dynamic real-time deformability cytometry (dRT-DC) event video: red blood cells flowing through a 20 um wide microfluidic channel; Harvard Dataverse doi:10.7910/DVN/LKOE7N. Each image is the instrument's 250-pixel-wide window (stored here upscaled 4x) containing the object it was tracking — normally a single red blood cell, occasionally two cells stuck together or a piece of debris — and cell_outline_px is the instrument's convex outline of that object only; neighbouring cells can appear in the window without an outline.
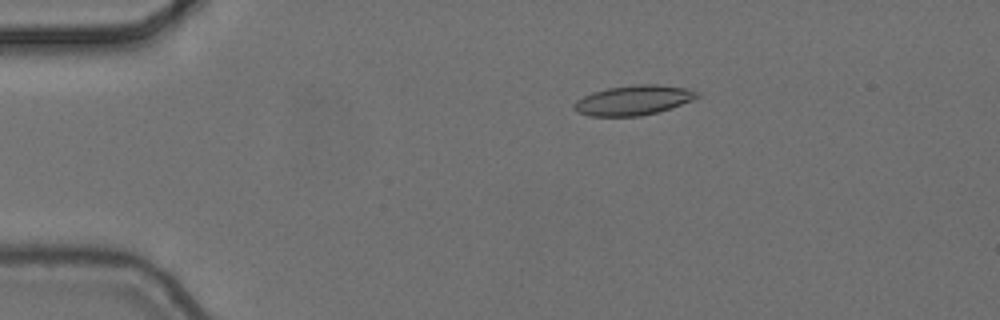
{"species": "common noctule bat (a hibernating species)", "species_latin": "Nyctalus noctula", "temperature_condition": "cold", "stored_images_in_passage": 5, "camera_frame_rate_fps": 3000, "um_per_image_px": 0.085, "animal": {"sex": "female", "body_mass_g": 24.6, "forearm_length_mm": 56.2}, "frame": {"image": 1, "passage_image": 3, "time_ms": 0.667, "image_size_px": [1000, 320], "cell_outline_px": [[700, 96], [692, 100], [656, 112], [640, 116], [588, 116], [576, 112], [572, 108], [576, 100], [592, 92], [608, 88], [636, 84], [656, 84], [688, 88], [700, 92]], "centroid_in_image_um": [53.82, 8.51], "position_along_channel_um": 31.2, "area_um2": 21.33}}
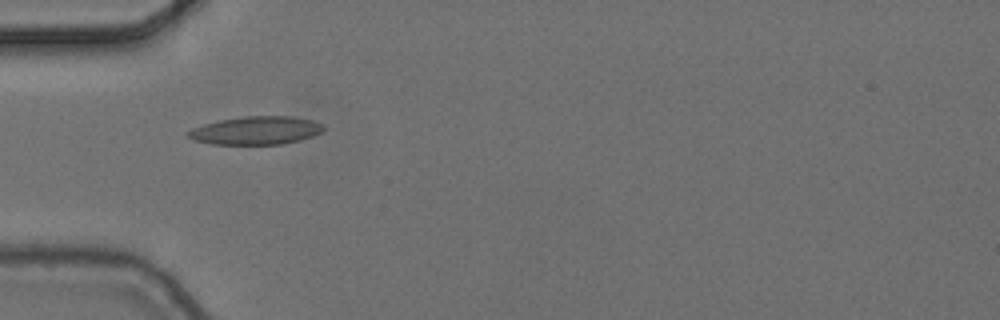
{"frame": {"image": 2, "passage_image": 5, "time_ms": 1.333, "image_size_px": [1000, 320], "cell_outline_px": [[324, 128], [320, 132], [312, 136], [300, 140], [280, 144], [212, 144], [192, 140], [184, 132], [192, 128], [204, 124], [220, 120], [244, 116], [292, 116], [312, 120], [324, 124]], "centroid_in_image_um": [21.73, 11.09], "position_along_channel_um": 63.3, "area_um2": 22.25}}